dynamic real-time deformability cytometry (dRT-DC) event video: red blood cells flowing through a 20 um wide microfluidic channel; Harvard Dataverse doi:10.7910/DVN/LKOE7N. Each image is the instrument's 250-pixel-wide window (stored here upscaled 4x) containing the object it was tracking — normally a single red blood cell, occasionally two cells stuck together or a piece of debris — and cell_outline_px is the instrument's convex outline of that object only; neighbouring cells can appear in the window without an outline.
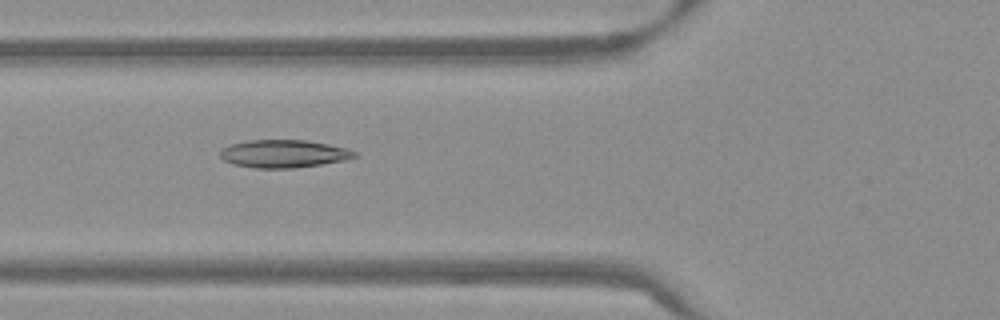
{"species": "Egyptian fruit bat (a non-hibernating species)", "species_latin": "Rousettus aegyptiacus", "temperature_condition": "warm", "stored_images_in_passage": 47, "camera_frame_rate_fps": 3000, "um_per_image_px": 0.085, "frame": {"image": 1, "passage_image": 14, "time_ms": 4.333, "image_size_px": [1000, 320], "cell_outline_px": [[360, 152], [356, 156], [344, 160], [320, 164], [292, 168], [256, 168], [232, 164], [224, 160], [220, 156], [220, 152], [224, 148], [232, 144], [248, 140], [304, 140], [328, 144], [348, 148]], "centroid_in_image_um": [24.14, 13.06], "position_along_channel_um": 101.7, "area_um2": 21.68}}
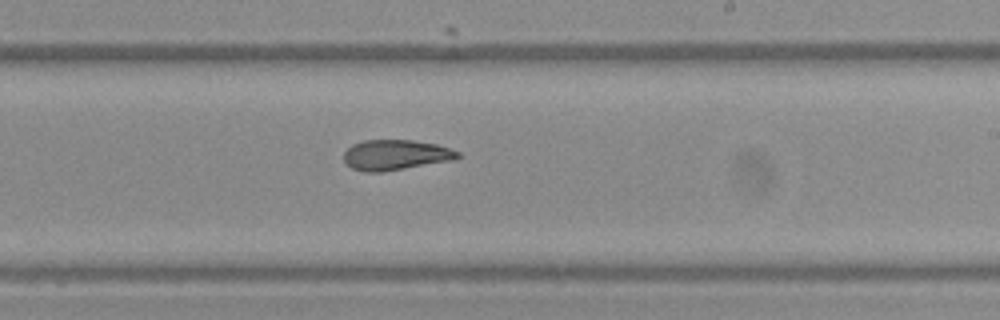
{"frame": {"image": 2, "passage_image": 26, "time_ms": 8.333, "image_size_px": [1000, 320], "cell_outline_px": [[460, 156], [452, 160], [380, 172], [364, 172], [352, 168], [344, 160], [344, 152], [352, 144], [364, 140], [412, 140], [436, 144], [460, 152]], "centroid_in_image_um": [33.6, 13.16], "position_along_channel_um": 255.4, "area_um2": 19.88}}
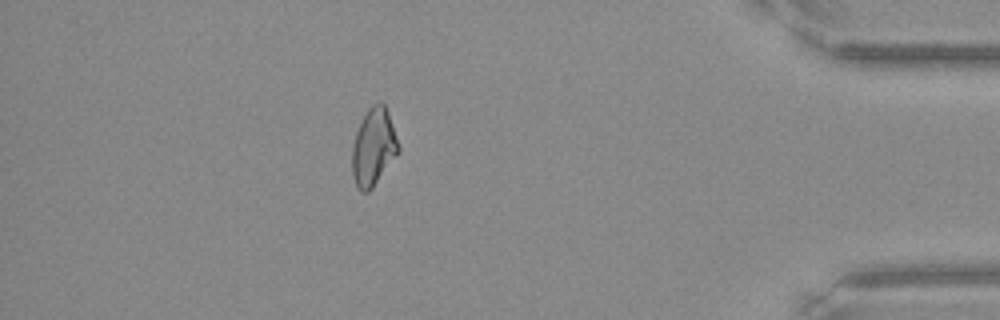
{"frame": {"image": 3, "passage_image": 41, "time_ms": 13.333, "image_size_px": [1000, 320], "cell_outline_px": [[400, 152], [372, 188], [368, 192], [360, 192], [356, 184], [352, 172], [352, 148], [356, 132], [368, 108], [372, 104], [380, 100], [384, 104], [388, 112], [400, 148]], "centroid_in_image_um": [31.76, 12.5], "position_along_channel_um": 403.4, "area_um2": 20.81}, "authors_computed_cell_mechanics": {"area_um2": 20.8658, "velocity_mm_per_s": 3.8282, "shape_relaxation_time_tau1_ms": null, "shape_relaxation_time_tau2_ms": 3.6073, "deformation_change_tau1": null, "deformation_change_tau2": 0.0776}}